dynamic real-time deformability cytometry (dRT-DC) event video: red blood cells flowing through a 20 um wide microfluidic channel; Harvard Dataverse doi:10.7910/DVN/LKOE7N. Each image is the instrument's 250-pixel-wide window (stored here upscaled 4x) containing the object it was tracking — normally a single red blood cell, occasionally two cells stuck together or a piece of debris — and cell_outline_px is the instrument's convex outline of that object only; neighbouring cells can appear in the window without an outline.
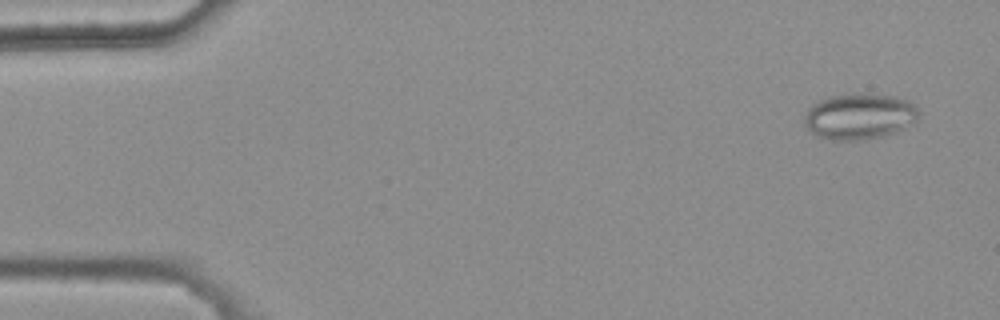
{"species": "common noctule bat (a hibernating species)", "species_latin": "Nyctalus noctula", "temperature_condition": "warm", "stored_images_in_passage": 6, "camera_frame_rate_fps": 3000, "um_per_image_px": 0.085, "animal": {"sex": "female", "body_mass_g": 25.1}, "frame": {"image": 1, "passage_image": 1, "time_ms": 0.0, "image_size_px": [1000, 320], "cell_outline_px": [[916, 120], [904, 128], [896, 132], [884, 136], [860, 140], [832, 140], [816, 136], [804, 124], [804, 116], [808, 108], [812, 104], [820, 100], [832, 96], [896, 96], [908, 100], [916, 104]], "centroid_in_image_um": [73.03, 9.93], "position_along_channel_um": 12.0, "area_um2": 29.88}}
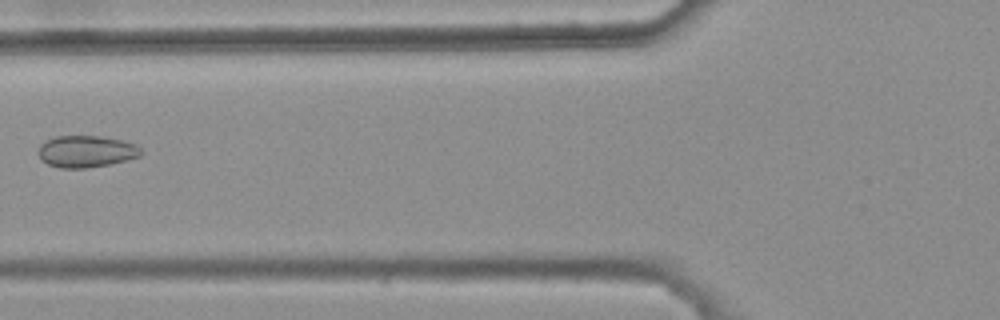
{"frame": {"image": 2, "passage_image": 6, "time_ms": 1.667, "image_size_px": [1000, 320], "cell_outline_px": [[144, 152], [140, 156], [108, 164], [84, 168], [60, 168], [48, 164], [40, 160], [40, 144], [56, 136], [100, 136], [120, 140], [136, 144]], "centroid_in_image_um": [7.33, 12.87], "position_along_channel_um": 118.5, "area_um2": 18.79}}